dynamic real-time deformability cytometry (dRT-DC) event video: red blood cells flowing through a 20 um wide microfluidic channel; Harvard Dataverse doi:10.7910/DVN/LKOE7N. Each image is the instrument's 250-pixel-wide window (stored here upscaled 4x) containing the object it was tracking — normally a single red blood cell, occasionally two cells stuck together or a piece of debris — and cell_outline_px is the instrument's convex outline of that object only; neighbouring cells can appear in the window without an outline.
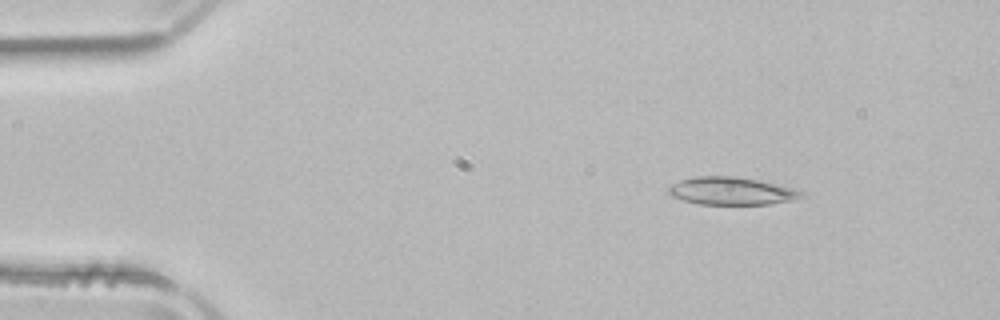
{"species": "common noctule bat (a hibernating species)", "species_latin": "Nyctalus noctula", "temperature_condition": "room temperature", "stored_images_in_passage": 3, "camera_frame_rate_fps": 3000, "um_per_image_px": 0.085, "animal": {"sex": "male", "body_mass_g": 21.5, "forearm_length_mm": 52.0}, "frame": {"image": 1, "passage_image": 2, "time_ms": 0.333, "image_size_px": [1000, 320], "cell_outline_px": [[804, 196], [792, 200], [768, 204], [700, 204], [684, 200], [672, 196], [668, 192], [668, 188], [672, 184], [680, 180], [692, 176], [736, 176], [760, 180], [788, 188], [800, 192]], "centroid_in_image_um": [62.09, 16.22], "position_along_channel_um": 22.9, "area_um2": 21.1}}